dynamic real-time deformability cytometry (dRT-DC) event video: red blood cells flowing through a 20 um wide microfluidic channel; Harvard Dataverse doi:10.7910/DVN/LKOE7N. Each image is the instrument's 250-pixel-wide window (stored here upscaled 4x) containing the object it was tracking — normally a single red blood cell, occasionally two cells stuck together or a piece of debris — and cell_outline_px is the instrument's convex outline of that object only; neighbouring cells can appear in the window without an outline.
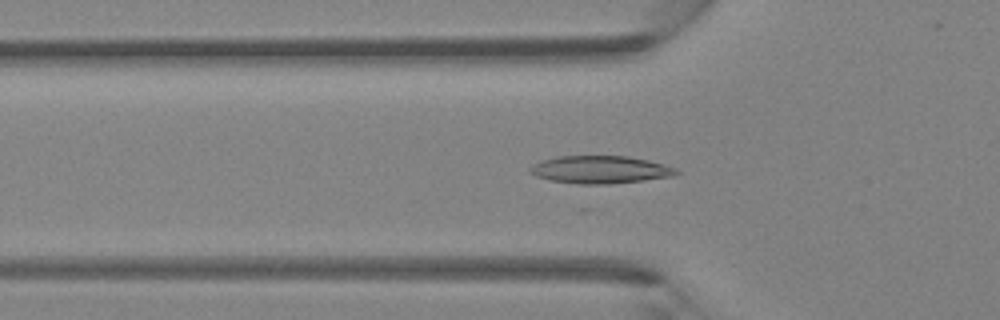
{"species": "Egyptian fruit bat (a non-hibernating species)", "species_latin": "Rousettus aegyptiacus", "temperature_condition": "room temperature", "stored_images_in_passage": 37, "camera_frame_rate_fps": 3000, "um_per_image_px": 0.085, "animal": {"sex": "female"}, "frame": {"image": 1, "passage_image": 15, "time_ms": 4.667, "image_size_px": [1000, 320], "cell_outline_px": [[680, 172], [676, 176], [644, 180], [608, 184], [576, 184], [548, 180], [536, 176], [528, 172], [528, 168], [532, 164], [540, 160], [556, 156], [628, 156], [648, 160], [664, 164], [676, 168]], "centroid_in_image_um": [50.99, 14.42], "position_along_channel_um": 74.8, "area_um2": 23.93}}
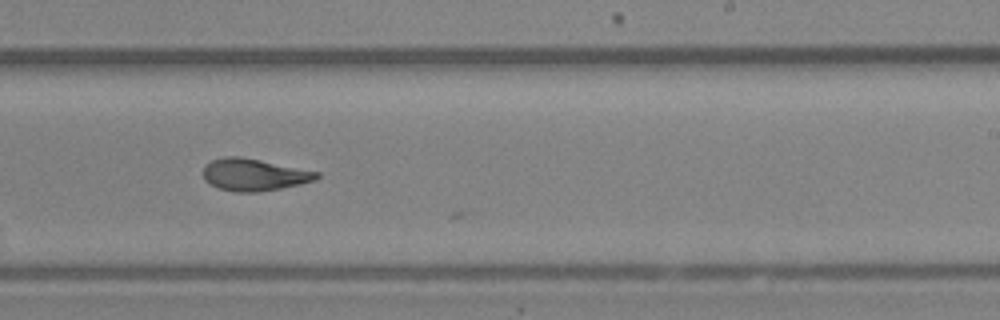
{"frame": {"image": 2, "passage_image": 28, "time_ms": 9.0, "image_size_px": [1000, 320], "cell_outline_px": [[320, 176], [316, 180], [300, 184], [280, 188], [256, 192], [236, 192], [220, 188], [204, 180], [204, 164], [212, 160], [224, 156], [240, 156], [320, 172]], "centroid_in_image_um": [21.6, 14.84], "position_along_channel_um": 267.4, "area_um2": 21.1}}
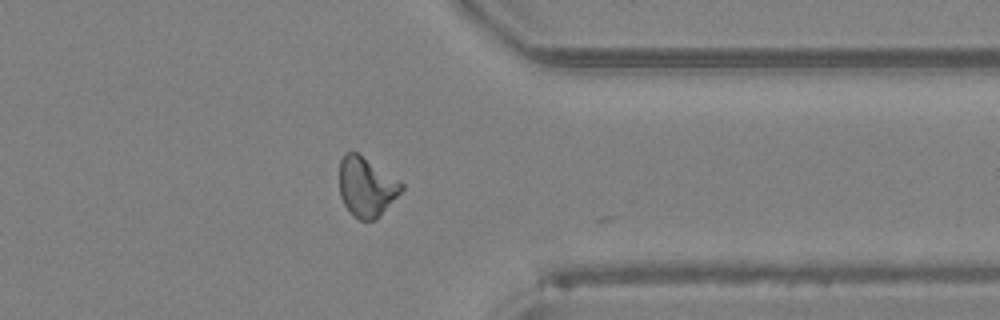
{"frame": {"image": 3, "passage_image": 36, "time_ms": 11.667, "image_size_px": [1000, 320], "cell_outline_px": [[404, 188], [380, 216], [376, 220], [360, 220], [352, 216], [344, 204], [340, 196], [340, 160], [344, 152], [356, 152], [400, 180], [404, 184]], "centroid_in_image_um": [31.14, 15.9], "position_along_channel_um": 380.3, "area_um2": 21.56}}